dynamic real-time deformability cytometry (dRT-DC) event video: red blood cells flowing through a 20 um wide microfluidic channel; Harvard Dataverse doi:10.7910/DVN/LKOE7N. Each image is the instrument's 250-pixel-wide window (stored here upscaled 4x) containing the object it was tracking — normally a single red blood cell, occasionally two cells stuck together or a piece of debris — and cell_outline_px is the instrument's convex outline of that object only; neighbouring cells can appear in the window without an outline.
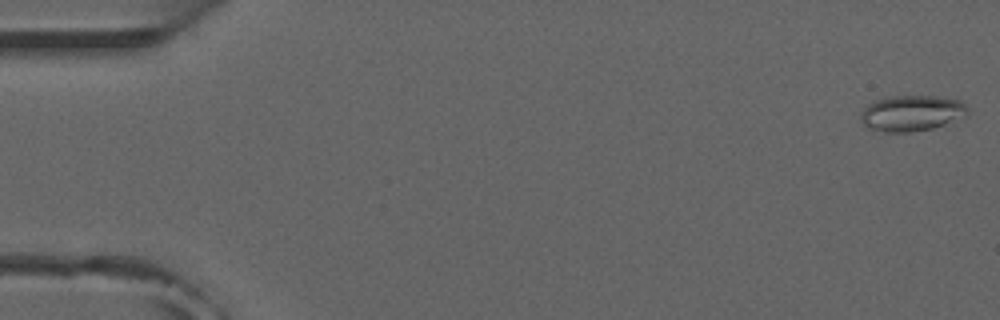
{"species": "common noctule bat (a hibernating species)", "species_latin": "Nyctalus noctula", "temperature_condition": "room temperature", "stored_images_in_passage": 52, "camera_frame_rate_fps": 3000, "um_per_image_px": 0.085, "animal": {"sex": "male", "forearm_length_mm": 52.5}, "frame": {"image": 1, "passage_image": 1, "time_ms": 0.0, "image_size_px": [1000, 320], "cell_outline_px": [[968, 116], [932, 128], [912, 132], [884, 132], [864, 128], [860, 120], [860, 112], [868, 104], [876, 100], [892, 96], [936, 96], [960, 100], [968, 108]], "centroid_in_image_um": [77.46, 9.63], "position_along_channel_um": 7.5, "area_um2": 22.6}}